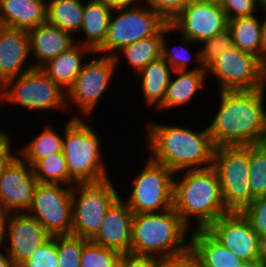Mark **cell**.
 I'll list each match as a JSON object with an SVG mask.
<instances>
[{"mask_svg":"<svg viewBox=\"0 0 266 267\" xmlns=\"http://www.w3.org/2000/svg\"><path fill=\"white\" fill-rule=\"evenodd\" d=\"M218 93L219 106L207 126L214 146L260 144L266 130V87Z\"/></svg>","mask_w":266,"mask_h":267,"instance_id":"obj_1","label":"cell"},{"mask_svg":"<svg viewBox=\"0 0 266 267\" xmlns=\"http://www.w3.org/2000/svg\"><path fill=\"white\" fill-rule=\"evenodd\" d=\"M149 158L174 173L213 166L215 146L207 127L195 131L180 124H146Z\"/></svg>","mask_w":266,"mask_h":267,"instance_id":"obj_2","label":"cell"},{"mask_svg":"<svg viewBox=\"0 0 266 267\" xmlns=\"http://www.w3.org/2000/svg\"><path fill=\"white\" fill-rule=\"evenodd\" d=\"M182 174L181 179L176 176ZM173 208L191 229H206L219 217L228 214L222 199L218 174L213 166L175 173ZM195 220V221H194Z\"/></svg>","mask_w":266,"mask_h":267,"instance_id":"obj_3","label":"cell"},{"mask_svg":"<svg viewBox=\"0 0 266 267\" xmlns=\"http://www.w3.org/2000/svg\"><path fill=\"white\" fill-rule=\"evenodd\" d=\"M189 229L174 208L134 214L130 257L163 259L185 254L190 250Z\"/></svg>","mask_w":266,"mask_h":267,"instance_id":"obj_4","label":"cell"},{"mask_svg":"<svg viewBox=\"0 0 266 267\" xmlns=\"http://www.w3.org/2000/svg\"><path fill=\"white\" fill-rule=\"evenodd\" d=\"M88 121L72 117L63 129V154L69 176L76 184L98 183L111 178L106 160L102 158L101 137Z\"/></svg>","mask_w":266,"mask_h":267,"instance_id":"obj_5","label":"cell"},{"mask_svg":"<svg viewBox=\"0 0 266 267\" xmlns=\"http://www.w3.org/2000/svg\"><path fill=\"white\" fill-rule=\"evenodd\" d=\"M1 102L17 104L35 112L67 110L66 91L53 82L40 67H33L1 86Z\"/></svg>","mask_w":266,"mask_h":267,"instance_id":"obj_6","label":"cell"},{"mask_svg":"<svg viewBox=\"0 0 266 267\" xmlns=\"http://www.w3.org/2000/svg\"><path fill=\"white\" fill-rule=\"evenodd\" d=\"M228 212H241L255 197L249 185V146H218L213 156Z\"/></svg>","mask_w":266,"mask_h":267,"instance_id":"obj_7","label":"cell"},{"mask_svg":"<svg viewBox=\"0 0 266 267\" xmlns=\"http://www.w3.org/2000/svg\"><path fill=\"white\" fill-rule=\"evenodd\" d=\"M110 178L72 188V235L92 240L99 232L107 209L120 196Z\"/></svg>","mask_w":266,"mask_h":267,"instance_id":"obj_8","label":"cell"},{"mask_svg":"<svg viewBox=\"0 0 266 267\" xmlns=\"http://www.w3.org/2000/svg\"><path fill=\"white\" fill-rule=\"evenodd\" d=\"M167 22L146 4L112 10L103 46L95 53L113 57L123 47L155 35Z\"/></svg>","mask_w":266,"mask_h":267,"instance_id":"obj_9","label":"cell"},{"mask_svg":"<svg viewBox=\"0 0 266 267\" xmlns=\"http://www.w3.org/2000/svg\"><path fill=\"white\" fill-rule=\"evenodd\" d=\"M147 158L144 168L131 182L130 196L124 200L134 214L158 213L173 208L175 173Z\"/></svg>","mask_w":266,"mask_h":267,"instance_id":"obj_10","label":"cell"},{"mask_svg":"<svg viewBox=\"0 0 266 267\" xmlns=\"http://www.w3.org/2000/svg\"><path fill=\"white\" fill-rule=\"evenodd\" d=\"M207 75L217 80L219 91L255 90L266 87V64L237 47L225 51L207 67Z\"/></svg>","mask_w":266,"mask_h":267,"instance_id":"obj_11","label":"cell"},{"mask_svg":"<svg viewBox=\"0 0 266 267\" xmlns=\"http://www.w3.org/2000/svg\"><path fill=\"white\" fill-rule=\"evenodd\" d=\"M116 70L114 58L107 55L91 58L84 64L73 84L66 91L67 108H71L72 106L69 105L73 103L79 110L77 115L71 117L87 119L91 114L93 115L99 101L110 87L111 80L117 73Z\"/></svg>","mask_w":266,"mask_h":267,"instance_id":"obj_12","label":"cell"},{"mask_svg":"<svg viewBox=\"0 0 266 267\" xmlns=\"http://www.w3.org/2000/svg\"><path fill=\"white\" fill-rule=\"evenodd\" d=\"M72 188L61 184L38 183L27 211L51 236L72 234Z\"/></svg>","mask_w":266,"mask_h":267,"instance_id":"obj_13","label":"cell"},{"mask_svg":"<svg viewBox=\"0 0 266 267\" xmlns=\"http://www.w3.org/2000/svg\"><path fill=\"white\" fill-rule=\"evenodd\" d=\"M171 27L197 45L228 28L219 0H192L170 22Z\"/></svg>","mask_w":266,"mask_h":267,"instance_id":"obj_14","label":"cell"},{"mask_svg":"<svg viewBox=\"0 0 266 267\" xmlns=\"http://www.w3.org/2000/svg\"><path fill=\"white\" fill-rule=\"evenodd\" d=\"M206 230L246 263H260L263 239L240 212H229L219 217Z\"/></svg>","mask_w":266,"mask_h":267,"instance_id":"obj_15","label":"cell"},{"mask_svg":"<svg viewBox=\"0 0 266 267\" xmlns=\"http://www.w3.org/2000/svg\"><path fill=\"white\" fill-rule=\"evenodd\" d=\"M50 238L42 224L27 212L7 215L3 249L17 267Z\"/></svg>","mask_w":266,"mask_h":267,"instance_id":"obj_16","label":"cell"},{"mask_svg":"<svg viewBox=\"0 0 266 267\" xmlns=\"http://www.w3.org/2000/svg\"><path fill=\"white\" fill-rule=\"evenodd\" d=\"M37 184L33 168L17 154L0 177V207L7 214L27 212Z\"/></svg>","mask_w":266,"mask_h":267,"instance_id":"obj_17","label":"cell"},{"mask_svg":"<svg viewBox=\"0 0 266 267\" xmlns=\"http://www.w3.org/2000/svg\"><path fill=\"white\" fill-rule=\"evenodd\" d=\"M122 198L119 196L107 209L101 228L91 241L130 256L134 213Z\"/></svg>","mask_w":266,"mask_h":267,"instance_id":"obj_18","label":"cell"},{"mask_svg":"<svg viewBox=\"0 0 266 267\" xmlns=\"http://www.w3.org/2000/svg\"><path fill=\"white\" fill-rule=\"evenodd\" d=\"M30 38L23 29L0 26V87L33 68L30 60ZM26 66V67H25Z\"/></svg>","mask_w":266,"mask_h":267,"instance_id":"obj_19","label":"cell"},{"mask_svg":"<svg viewBox=\"0 0 266 267\" xmlns=\"http://www.w3.org/2000/svg\"><path fill=\"white\" fill-rule=\"evenodd\" d=\"M30 38V57L41 67L47 61L58 57L76 44L75 36L45 22L27 31ZM33 54V55H32Z\"/></svg>","mask_w":266,"mask_h":267,"instance_id":"obj_20","label":"cell"},{"mask_svg":"<svg viewBox=\"0 0 266 267\" xmlns=\"http://www.w3.org/2000/svg\"><path fill=\"white\" fill-rule=\"evenodd\" d=\"M47 22V0H0V26L30 30Z\"/></svg>","mask_w":266,"mask_h":267,"instance_id":"obj_21","label":"cell"},{"mask_svg":"<svg viewBox=\"0 0 266 267\" xmlns=\"http://www.w3.org/2000/svg\"><path fill=\"white\" fill-rule=\"evenodd\" d=\"M190 251L198 259L200 267H243L246 264L206 229L191 230Z\"/></svg>","mask_w":266,"mask_h":267,"instance_id":"obj_22","label":"cell"},{"mask_svg":"<svg viewBox=\"0 0 266 267\" xmlns=\"http://www.w3.org/2000/svg\"><path fill=\"white\" fill-rule=\"evenodd\" d=\"M89 54L93 56L94 52L88 47L76 43L69 50L47 61L40 68L53 82L67 91L85 64L84 56Z\"/></svg>","mask_w":266,"mask_h":267,"instance_id":"obj_23","label":"cell"},{"mask_svg":"<svg viewBox=\"0 0 266 267\" xmlns=\"http://www.w3.org/2000/svg\"><path fill=\"white\" fill-rule=\"evenodd\" d=\"M111 14L112 9L99 0L84 2V15L79 32L85 36L76 43L96 53L106 40Z\"/></svg>","mask_w":266,"mask_h":267,"instance_id":"obj_24","label":"cell"},{"mask_svg":"<svg viewBox=\"0 0 266 267\" xmlns=\"http://www.w3.org/2000/svg\"><path fill=\"white\" fill-rule=\"evenodd\" d=\"M176 76L170 79L164 94V103L158 109L166 110L183 106L197 96V92L205 87L208 78L207 70L174 71Z\"/></svg>","mask_w":266,"mask_h":267,"instance_id":"obj_25","label":"cell"},{"mask_svg":"<svg viewBox=\"0 0 266 267\" xmlns=\"http://www.w3.org/2000/svg\"><path fill=\"white\" fill-rule=\"evenodd\" d=\"M174 70L161 56L147 64L136 76L140 78L142 97L146 106H155L156 111L164 103L165 90Z\"/></svg>","mask_w":266,"mask_h":267,"instance_id":"obj_26","label":"cell"},{"mask_svg":"<svg viewBox=\"0 0 266 267\" xmlns=\"http://www.w3.org/2000/svg\"><path fill=\"white\" fill-rule=\"evenodd\" d=\"M170 23H166L155 35L138 40L119 50L114 56L115 63L118 65L123 58V62L130 65L134 74L137 75L147 64L162 56V39L165 31L170 27Z\"/></svg>","mask_w":266,"mask_h":267,"instance_id":"obj_27","label":"cell"},{"mask_svg":"<svg viewBox=\"0 0 266 267\" xmlns=\"http://www.w3.org/2000/svg\"><path fill=\"white\" fill-rule=\"evenodd\" d=\"M237 17L228 20V30L234 46L259 57L263 61L262 20L256 16Z\"/></svg>","mask_w":266,"mask_h":267,"instance_id":"obj_28","label":"cell"},{"mask_svg":"<svg viewBox=\"0 0 266 267\" xmlns=\"http://www.w3.org/2000/svg\"><path fill=\"white\" fill-rule=\"evenodd\" d=\"M84 0H47V22L74 35L79 34Z\"/></svg>","mask_w":266,"mask_h":267,"instance_id":"obj_29","label":"cell"},{"mask_svg":"<svg viewBox=\"0 0 266 267\" xmlns=\"http://www.w3.org/2000/svg\"><path fill=\"white\" fill-rule=\"evenodd\" d=\"M43 128L27 145L17 149L18 155L31 167L41 158L63 152V137L57 129L51 125Z\"/></svg>","mask_w":266,"mask_h":267,"instance_id":"obj_30","label":"cell"},{"mask_svg":"<svg viewBox=\"0 0 266 267\" xmlns=\"http://www.w3.org/2000/svg\"><path fill=\"white\" fill-rule=\"evenodd\" d=\"M174 29L170 26L164 33L163 39H162V57L166 60V62L171 66V68L174 71H189V70H202L206 69L205 66L202 63L201 59V53L200 48H198L197 51L194 52V55H191V50H189L191 44H194L195 42H192L187 37L182 36L179 34L180 42L176 45L177 48H173L171 46H168V39L167 34L170 32H173ZM189 45V47H188ZM171 47V48H170ZM194 57V58H191ZM193 60V62L196 64L194 68L189 69V63Z\"/></svg>","mask_w":266,"mask_h":267,"instance_id":"obj_31","label":"cell"},{"mask_svg":"<svg viewBox=\"0 0 266 267\" xmlns=\"http://www.w3.org/2000/svg\"><path fill=\"white\" fill-rule=\"evenodd\" d=\"M32 168L38 183L61 184L67 186L76 185L69 176L63 152L39 159Z\"/></svg>","mask_w":266,"mask_h":267,"instance_id":"obj_32","label":"cell"},{"mask_svg":"<svg viewBox=\"0 0 266 267\" xmlns=\"http://www.w3.org/2000/svg\"><path fill=\"white\" fill-rule=\"evenodd\" d=\"M249 185L255 198L266 196V149L261 144L249 145Z\"/></svg>","mask_w":266,"mask_h":267,"instance_id":"obj_33","label":"cell"},{"mask_svg":"<svg viewBox=\"0 0 266 267\" xmlns=\"http://www.w3.org/2000/svg\"><path fill=\"white\" fill-rule=\"evenodd\" d=\"M123 257L118 251L89 240L83 246L80 267H119Z\"/></svg>","mask_w":266,"mask_h":267,"instance_id":"obj_34","label":"cell"},{"mask_svg":"<svg viewBox=\"0 0 266 267\" xmlns=\"http://www.w3.org/2000/svg\"><path fill=\"white\" fill-rule=\"evenodd\" d=\"M88 241L72 234L58 236L57 267H80L83 246Z\"/></svg>","mask_w":266,"mask_h":267,"instance_id":"obj_35","label":"cell"},{"mask_svg":"<svg viewBox=\"0 0 266 267\" xmlns=\"http://www.w3.org/2000/svg\"><path fill=\"white\" fill-rule=\"evenodd\" d=\"M201 46V59L205 68L225 51L235 47L232 35L228 29L214 35L210 39L204 40Z\"/></svg>","mask_w":266,"mask_h":267,"instance_id":"obj_36","label":"cell"},{"mask_svg":"<svg viewBox=\"0 0 266 267\" xmlns=\"http://www.w3.org/2000/svg\"><path fill=\"white\" fill-rule=\"evenodd\" d=\"M58 236L51 237L19 267H57Z\"/></svg>","mask_w":266,"mask_h":267,"instance_id":"obj_37","label":"cell"},{"mask_svg":"<svg viewBox=\"0 0 266 267\" xmlns=\"http://www.w3.org/2000/svg\"><path fill=\"white\" fill-rule=\"evenodd\" d=\"M240 213L262 239L266 238V196L256 197Z\"/></svg>","mask_w":266,"mask_h":267,"instance_id":"obj_38","label":"cell"},{"mask_svg":"<svg viewBox=\"0 0 266 267\" xmlns=\"http://www.w3.org/2000/svg\"><path fill=\"white\" fill-rule=\"evenodd\" d=\"M228 20L254 15L261 7L259 0H219Z\"/></svg>","mask_w":266,"mask_h":267,"instance_id":"obj_39","label":"cell"},{"mask_svg":"<svg viewBox=\"0 0 266 267\" xmlns=\"http://www.w3.org/2000/svg\"><path fill=\"white\" fill-rule=\"evenodd\" d=\"M191 1L192 0H144V4L156 11L169 23Z\"/></svg>","mask_w":266,"mask_h":267,"instance_id":"obj_40","label":"cell"},{"mask_svg":"<svg viewBox=\"0 0 266 267\" xmlns=\"http://www.w3.org/2000/svg\"><path fill=\"white\" fill-rule=\"evenodd\" d=\"M11 132L0 129V177L3 174L4 169L9 163L17 156L18 152L14 153L12 149V136ZM12 150V151H11Z\"/></svg>","mask_w":266,"mask_h":267,"instance_id":"obj_41","label":"cell"},{"mask_svg":"<svg viewBox=\"0 0 266 267\" xmlns=\"http://www.w3.org/2000/svg\"><path fill=\"white\" fill-rule=\"evenodd\" d=\"M157 267H200V263L189 250L180 256L157 259Z\"/></svg>","mask_w":266,"mask_h":267,"instance_id":"obj_42","label":"cell"},{"mask_svg":"<svg viewBox=\"0 0 266 267\" xmlns=\"http://www.w3.org/2000/svg\"><path fill=\"white\" fill-rule=\"evenodd\" d=\"M119 267H157V259L124 256Z\"/></svg>","mask_w":266,"mask_h":267,"instance_id":"obj_43","label":"cell"},{"mask_svg":"<svg viewBox=\"0 0 266 267\" xmlns=\"http://www.w3.org/2000/svg\"><path fill=\"white\" fill-rule=\"evenodd\" d=\"M103 2L107 7H110L112 10L119 8H129L141 5L144 3V0H99Z\"/></svg>","mask_w":266,"mask_h":267,"instance_id":"obj_44","label":"cell"},{"mask_svg":"<svg viewBox=\"0 0 266 267\" xmlns=\"http://www.w3.org/2000/svg\"><path fill=\"white\" fill-rule=\"evenodd\" d=\"M7 213L0 207V249L3 248L5 240V223Z\"/></svg>","mask_w":266,"mask_h":267,"instance_id":"obj_45","label":"cell"},{"mask_svg":"<svg viewBox=\"0 0 266 267\" xmlns=\"http://www.w3.org/2000/svg\"><path fill=\"white\" fill-rule=\"evenodd\" d=\"M0 267H17L3 248L0 249Z\"/></svg>","mask_w":266,"mask_h":267,"instance_id":"obj_46","label":"cell"},{"mask_svg":"<svg viewBox=\"0 0 266 267\" xmlns=\"http://www.w3.org/2000/svg\"><path fill=\"white\" fill-rule=\"evenodd\" d=\"M262 21L263 62L266 64V14Z\"/></svg>","mask_w":266,"mask_h":267,"instance_id":"obj_47","label":"cell"},{"mask_svg":"<svg viewBox=\"0 0 266 267\" xmlns=\"http://www.w3.org/2000/svg\"><path fill=\"white\" fill-rule=\"evenodd\" d=\"M260 264L263 267H266V238H264L262 241V251H261Z\"/></svg>","mask_w":266,"mask_h":267,"instance_id":"obj_48","label":"cell"},{"mask_svg":"<svg viewBox=\"0 0 266 267\" xmlns=\"http://www.w3.org/2000/svg\"><path fill=\"white\" fill-rule=\"evenodd\" d=\"M260 144L266 149V130L264 131V135Z\"/></svg>","mask_w":266,"mask_h":267,"instance_id":"obj_49","label":"cell"},{"mask_svg":"<svg viewBox=\"0 0 266 267\" xmlns=\"http://www.w3.org/2000/svg\"><path fill=\"white\" fill-rule=\"evenodd\" d=\"M261 9H263L264 13H266V0L261 1Z\"/></svg>","mask_w":266,"mask_h":267,"instance_id":"obj_50","label":"cell"},{"mask_svg":"<svg viewBox=\"0 0 266 267\" xmlns=\"http://www.w3.org/2000/svg\"><path fill=\"white\" fill-rule=\"evenodd\" d=\"M257 264H248L246 263L243 267H255Z\"/></svg>","mask_w":266,"mask_h":267,"instance_id":"obj_51","label":"cell"},{"mask_svg":"<svg viewBox=\"0 0 266 267\" xmlns=\"http://www.w3.org/2000/svg\"><path fill=\"white\" fill-rule=\"evenodd\" d=\"M255 267H263V266L259 263Z\"/></svg>","mask_w":266,"mask_h":267,"instance_id":"obj_52","label":"cell"}]
</instances>
